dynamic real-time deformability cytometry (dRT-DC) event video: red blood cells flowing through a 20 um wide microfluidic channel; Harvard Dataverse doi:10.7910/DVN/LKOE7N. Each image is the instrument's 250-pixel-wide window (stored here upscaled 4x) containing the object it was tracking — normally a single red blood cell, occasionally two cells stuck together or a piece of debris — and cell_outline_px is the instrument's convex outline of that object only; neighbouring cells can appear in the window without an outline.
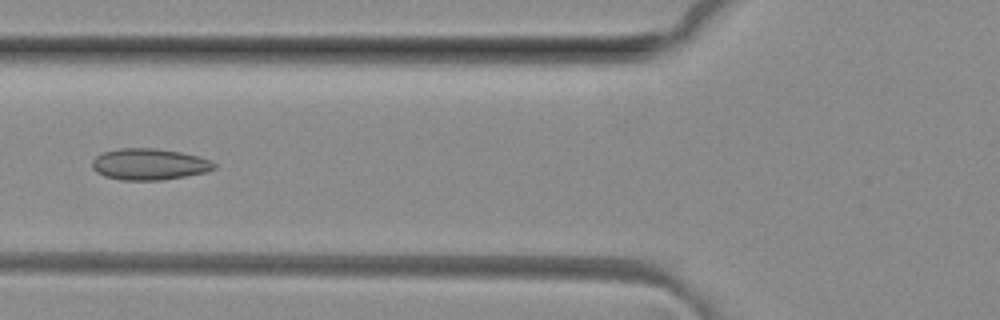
{"species": "common noctule bat (a hibernating species)", "species_latin": "Nyctalus noctula", "temperature_condition": "room temperature", "stored_images_in_passage": 34, "camera_frame_rate_fps": 3000, "um_per_image_px": 0.085, "animal": {"sex": "female", "body_mass_g": 29.2, "forearm_length_mm": 56.3}, "frame": {"image": 1, "passage_image": 19, "time_ms": 6.0, "image_size_px": [1000, 320], "cell_outline_px": [[216, 168], [208, 172], [164, 180], [120, 180], [104, 176], [96, 172], [92, 168], [92, 160], [96, 156], [104, 152], [120, 148], [152, 148], [180, 152], [200, 156], [212, 160], [216, 164]], "centroid_in_image_um": [12.72, 13.97], "position_along_channel_um": 113.1, "area_um2": 22.54}}
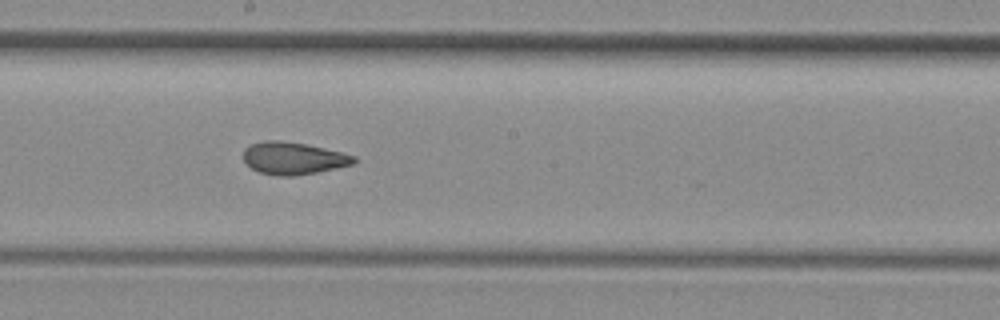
{"frame": {"image": 2, "passage_image": 27, "time_ms": 8.667, "image_size_px": [1000, 320], "cell_outline_px": [[356, 160], [352, 164], [336, 168], [316, 172], [292, 176], [276, 176], [260, 172], [252, 168], [244, 160], [244, 148], [252, 144], [268, 140], [280, 140], [308, 144], [356, 156]], "centroid_in_image_um": [24.93, 13.44], "position_along_channel_um": 223.3, "area_um2": 20.63}}
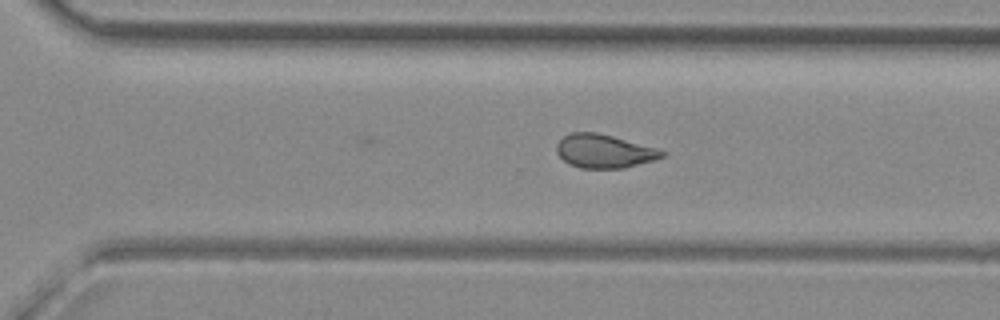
{"frame": {"image": 3, "passage_image": 34, "time_ms": 11.0, "image_size_px": [1000, 320], "cell_outline_px": [[668, 152], [664, 156], [656, 160], [624, 168], [580, 168], [568, 164], [556, 152], [556, 144], [564, 136], [572, 132], [596, 132], [612, 136], [656, 148]], "centroid_in_image_um": [51.36, 12.86], "position_along_channel_um": 319.2, "area_um2": 20.63}}